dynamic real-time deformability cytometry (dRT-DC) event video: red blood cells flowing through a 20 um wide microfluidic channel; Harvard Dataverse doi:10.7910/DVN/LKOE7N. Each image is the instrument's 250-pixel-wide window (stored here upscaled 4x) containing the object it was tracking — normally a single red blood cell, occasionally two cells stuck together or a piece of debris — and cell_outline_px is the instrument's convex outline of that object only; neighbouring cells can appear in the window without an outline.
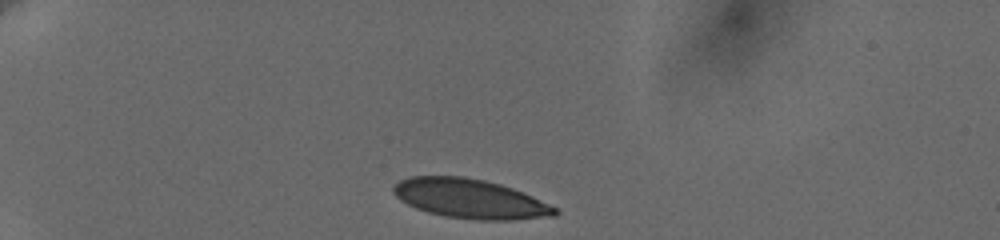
{"species": "human", "species_latin": "Homo sapiens", "temperature_condition": "cold", "stored_images_in_passage": 24, "camera_frame_rate_fps": 3000, "um_per_image_px": 0.085, "donor": {"sex": "female"}, "frame": {"image": 1, "passage_image": 1, "time_ms": 0.0, "image_size_px": [1000, 240], "cell_outline_px": [[560, 212], [556, 216], [516, 220], [480, 220], [444, 216], [428, 212], [416, 208], [400, 200], [392, 192], [392, 188], [400, 180], [408, 176], [464, 176], [484, 180], [500, 184], [512, 188], [532, 196], [556, 208]], "centroid_in_image_um": [39.95, 16.89], "position_along_channel_um": 45.0, "area_um2": 37.11}}
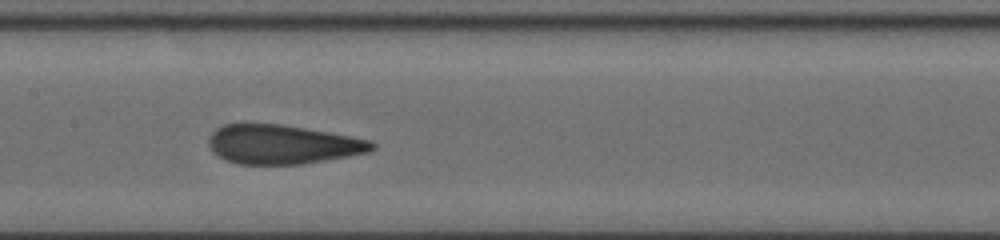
{"frame": {"image": 2, "passage_image": 14, "time_ms": 5.333, "image_size_px": [1000, 240], "cell_outline_px": [[376, 148], [368, 152], [348, 156], [300, 164], [236, 164], [224, 160], [216, 156], [212, 152], [208, 144], [208, 140], [212, 132], [216, 128], [224, 124], [280, 124], [352, 136], [372, 140], [376, 144]], "centroid_in_image_um": [23.98, 12.28], "position_along_channel_um": 183.4, "area_um2": 37.34}}
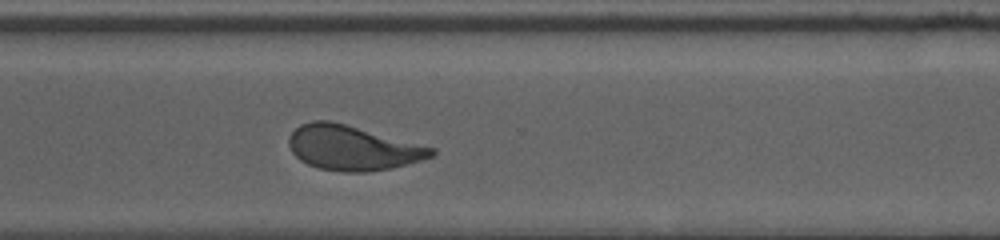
{"frame": {"image": 3, "passage_image": 24, "time_ms": 9.667, "image_size_px": [1000, 240], "cell_outline_px": [[436, 152], [432, 156], [420, 160], [388, 168], [364, 172], [344, 172], [320, 168], [308, 164], [300, 160], [292, 152], [288, 144], [288, 140], [292, 132], [300, 124], [312, 120], [328, 120], [344, 124], [436, 148]], "centroid_in_image_um": [29.93, 12.56], "position_along_channel_um": 340.7, "area_um2": 36.65}}